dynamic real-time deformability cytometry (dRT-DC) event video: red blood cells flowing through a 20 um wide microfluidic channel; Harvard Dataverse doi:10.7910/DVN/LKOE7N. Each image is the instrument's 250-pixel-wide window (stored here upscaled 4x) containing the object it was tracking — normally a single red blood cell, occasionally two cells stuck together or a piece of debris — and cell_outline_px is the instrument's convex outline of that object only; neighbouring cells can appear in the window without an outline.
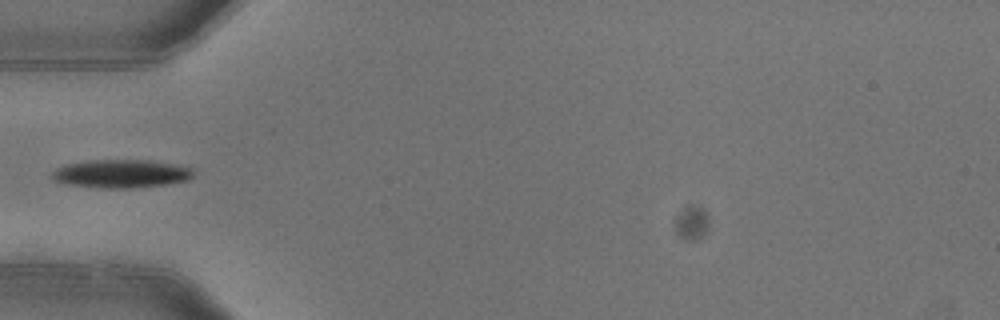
{"species": "common noctule bat (a hibernating species)", "species_latin": "Nyctalus noctula", "temperature_condition": "warm", "stored_images_in_passage": 6, "camera_frame_rate_fps": 3000, "um_per_image_px": 0.085, "animal": {"sex": "female"}, "frame": {"image": 1, "passage_image": 5, "time_ms": 1.333, "image_size_px": [1000, 320], "cell_outline_px": [[192, 176], [188, 180], [164, 184], [132, 188], [104, 188], [68, 184], [52, 180], [52, 172], [56, 168], [68, 164], [88, 160], [148, 160], [180, 164], [188, 168], [192, 172]], "centroid_in_image_um": [10.28, 14.75], "position_along_channel_um": 74.7, "area_um2": 23.12}}